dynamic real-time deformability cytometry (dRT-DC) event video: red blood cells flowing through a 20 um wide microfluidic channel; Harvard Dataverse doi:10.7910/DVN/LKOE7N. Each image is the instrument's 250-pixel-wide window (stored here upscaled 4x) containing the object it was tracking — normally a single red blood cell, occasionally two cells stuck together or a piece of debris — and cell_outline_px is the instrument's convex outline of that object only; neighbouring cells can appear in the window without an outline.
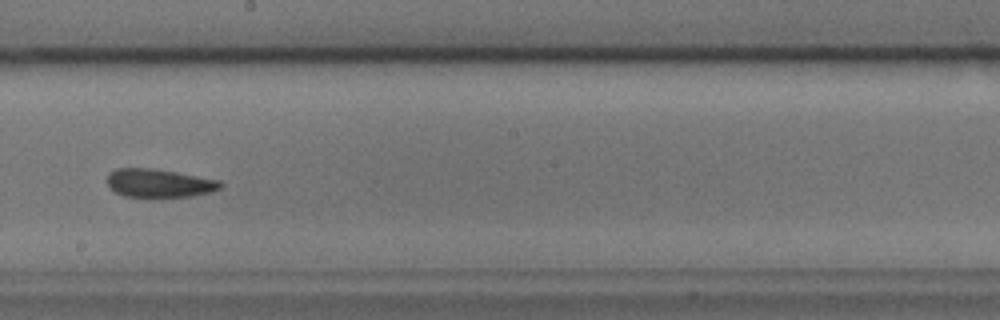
{"species": "common noctule bat (a hibernating species)", "species_latin": "Nyctalus noctula", "temperature_condition": "cold", "stored_images_in_passage": 41, "camera_frame_rate_fps": 3000, "um_per_image_px": 0.085, "animal": {"sex": "male", "body_mass_g": 17.9, "forearm_length_mm": 54.2}, "frame": {"image": 1, "passage_image": 18, "time_ms": 5.667, "image_size_px": [1000, 320], "cell_outline_px": [[224, 184], [220, 188], [208, 192], [192, 196], [124, 196], [116, 192], [108, 184], [108, 172], [116, 168], [152, 168], [176, 172], [220, 180]], "centroid_in_image_um": [13.52, 15.54], "position_along_channel_um": 234.7, "area_um2": 18.44}, "authors_computed_cell_mechanics": {"area_um2": 19.2474, "velocity_mm_per_s": 3.7542, "shape_relaxation_time_tau1_ms": 9.1082, "shape_relaxation_time_tau2_ms": 3.9341, "deformation_change_tau1": 0.1363, "deformation_change_tau2": 0.0784}}